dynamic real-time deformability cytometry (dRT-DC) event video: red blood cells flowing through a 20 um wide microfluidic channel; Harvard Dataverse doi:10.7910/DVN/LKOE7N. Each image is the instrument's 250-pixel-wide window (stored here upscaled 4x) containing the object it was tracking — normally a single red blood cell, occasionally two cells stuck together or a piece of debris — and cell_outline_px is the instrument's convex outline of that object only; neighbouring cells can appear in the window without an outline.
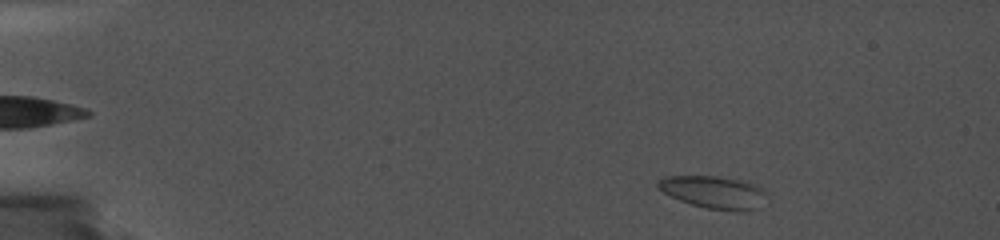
{"species": "common noctule bat (a hibernating species)", "species_latin": "Nyctalus noctula", "temperature_condition": "cold", "stored_images_in_passage": 36, "camera_frame_rate_fps": 5000, "um_per_image_px": 0.085, "animal": {"sex": "female", "body_mass_g": 19.0, "forearm_length_mm": 56.7}, "frame": {"image": 1, "passage_image": 3, "time_ms": 1.0, "image_size_px": [1000, 240], "cell_outline_px": [[768, 196], [756, 208], [744, 212], [740, 212], [708, 208], [692, 204], [680, 200], [656, 188], [656, 180], [668, 176], [716, 176], [736, 180], [752, 184], [760, 188]], "centroid_in_image_um": [60.63, 16.34], "position_along_channel_um": 24.4, "area_um2": 20.29}}
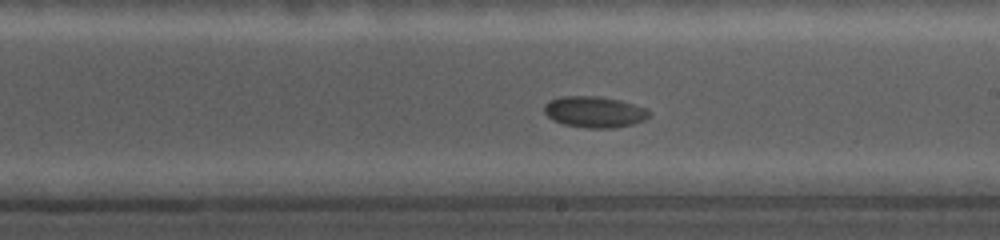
{"frame": {"image": 2, "passage_image": 27, "time_ms": 10.2, "image_size_px": [1000, 240], "cell_outline_px": [[652, 116], [644, 120], [632, 124], [612, 128], [588, 128], [564, 124], [552, 120], [544, 112], [544, 104], [548, 100], [560, 96], [596, 96], [620, 100], [648, 108], [652, 112]], "centroid_in_image_um": [50.55, 9.5], "position_along_channel_um": 238.5, "area_um2": 19.31}}
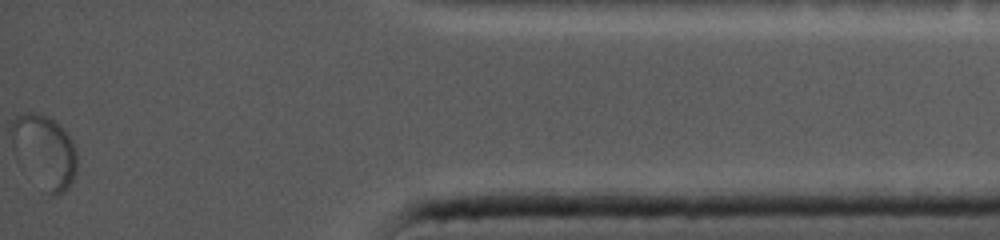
{"frame": {"image": 3, "passage_image": 36, "time_ms": 16.6, "image_size_px": [1000, 240], "cell_outline_px": [[76, 172], [68, 188], [64, 192], [56, 196], [52, 196], [48, 192], [12, 144], [12, 124], [16, 116], [28, 112], [32, 112], [48, 116], [64, 128], [72, 140], [76, 152]], "centroid_in_image_um": [3.88, 12.79], "position_along_channel_um": 431.3, "area_um2": 26.24}}